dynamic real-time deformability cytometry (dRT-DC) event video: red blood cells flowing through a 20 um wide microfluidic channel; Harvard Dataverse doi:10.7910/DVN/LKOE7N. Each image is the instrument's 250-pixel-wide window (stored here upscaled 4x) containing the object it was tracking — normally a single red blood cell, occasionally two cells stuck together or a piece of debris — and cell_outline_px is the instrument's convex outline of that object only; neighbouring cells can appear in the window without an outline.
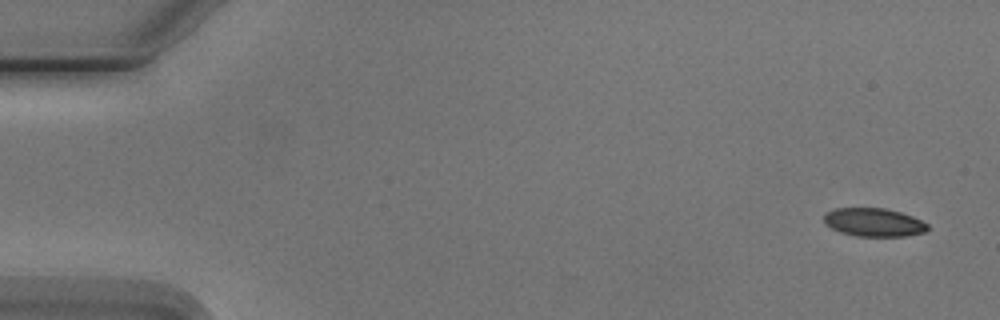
{"species": "Egyptian fruit bat (a non-hibernating species)", "species_latin": "Rousettus aegyptiacus", "temperature_condition": "cold", "stored_images_in_passage": 5, "camera_frame_rate_fps": 3000, "um_per_image_px": 0.085, "animal": {"sex": "male"}, "frame": {"image": 1, "passage_image": 1, "time_ms": 0.0, "image_size_px": [1000, 320], "cell_outline_px": [[928, 228], [924, 232], [904, 236], [856, 236], [840, 232], [832, 228], [824, 220], [824, 212], [836, 208], [884, 208], [900, 212], [912, 216], [928, 224]], "centroid_in_image_um": [74.26, 18.89], "position_along_channel_um": 10.7, "area_um2": 16.99}}